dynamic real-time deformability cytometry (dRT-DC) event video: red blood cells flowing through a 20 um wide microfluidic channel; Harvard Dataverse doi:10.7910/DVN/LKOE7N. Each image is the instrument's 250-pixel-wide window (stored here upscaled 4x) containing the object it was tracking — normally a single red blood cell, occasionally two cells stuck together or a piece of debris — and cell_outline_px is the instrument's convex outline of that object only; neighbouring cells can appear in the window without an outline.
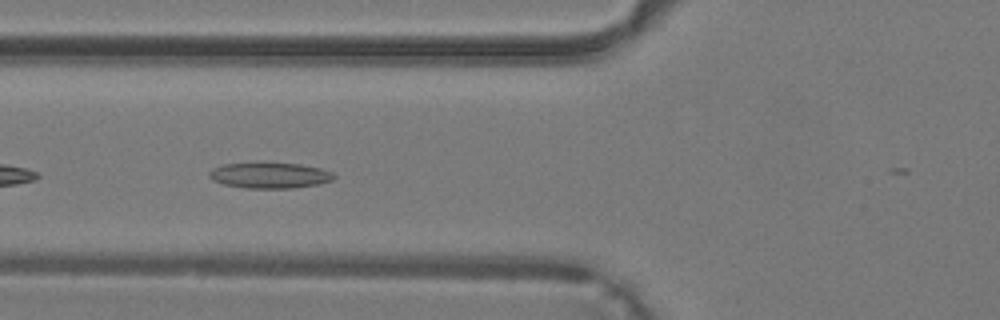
{"species": "common noctule bat (a hibernating species)", "species_latin": "Nyctalus noctula", "temperature_condition": "warm", "stored_images_in_passage": 34, "camera_frame_rate_fps": 3000, "um_per_image_px": 0.085, "animal": {"sex": "male", "body_mass_g": 19.2, "forearm_length_mm": 51.8}, "frame": {"image": 1, "passage_image": 10, "time_ms": 3.0, "image_size_px": [1000, 320], "cell_outline_px": [[336, 176], [332, 180], [320, 184], [292, 188], [244, 188], [224, 184], [212, 180], [208, 176], [208, 172], [212, 168], [224, 164], [300, 164], [320, 168], [332, 172]], "centroid_in_image_um": [22.93, 14.93], "position_along_channel_um": 102.9, "area_um2": 18.44}}
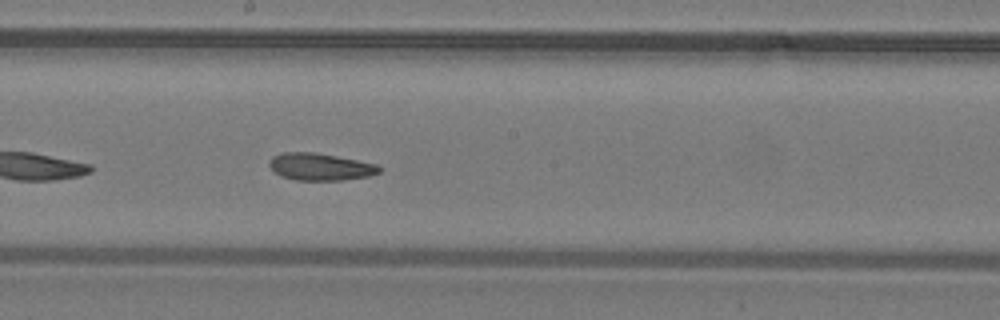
{"frame": {"image": 2, "passage_image": 17, "time_ms": 5.333, "image_size_px": [1000, 320], "cell_outline_px": [[384, 168], [380, 172], [368, 176], [340, 180], [296, 180], [280, 176], [268, 164], [268, 160], [272, 156], [280, 152], [312, 152], [336, 156], [376, 164]], "centroid_in_image_um": [27.2, 14.17], "position_along_channel_um": 221.0, "area_um2": 17.4}}
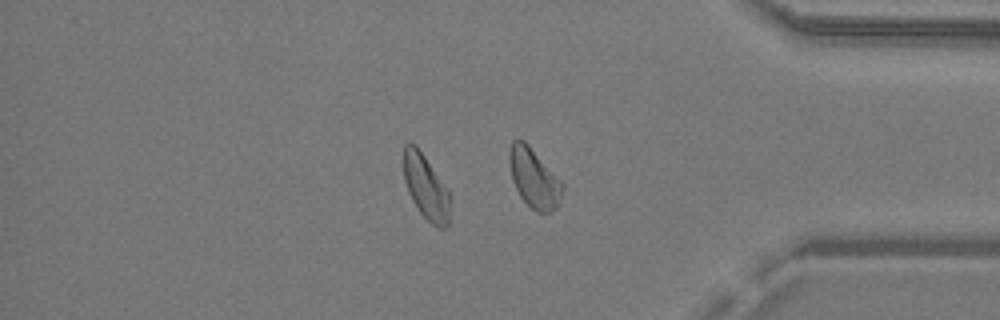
{"frame": {"image": 3, "passage_image": 28, "time_ms": 9.0, "image_size_px": [1000, 320], "cell_outline_px": [[448, 224], [444, 228], [440, 228], [432, 224], [420, 212], [412, 200], [408, 192], [404, 180], [404, 144], [416, 144], [448, 188]], "centroid_in_image_um": [36.18, 15.87], "position_along_channel_um": 399.0, "area_um2": 17.17}}